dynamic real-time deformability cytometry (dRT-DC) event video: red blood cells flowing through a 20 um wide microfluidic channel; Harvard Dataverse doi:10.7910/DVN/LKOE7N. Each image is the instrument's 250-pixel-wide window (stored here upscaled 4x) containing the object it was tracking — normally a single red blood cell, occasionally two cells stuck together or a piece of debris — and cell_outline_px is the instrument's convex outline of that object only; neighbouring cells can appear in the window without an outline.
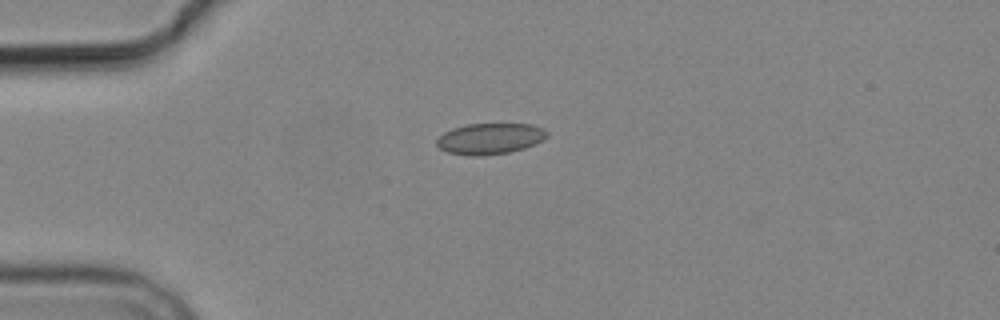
{"species": "common noctule bat (a hibernating species)", "species_latin": "Nyctalus noctula", "temperature_condition": "cold", "stored_images_in_passage": 6, "camera_frame_rate_fps": 3000, "um_per_image_px": 0.085, "animal": {"sex": "male", "body_mass_g": 19.2, "forearm_length_mm": 51.8}, "frame": {"image": 1, "passage_image": 6, "time_ms": 5.667, "image_size_px": [1000, 320], "cell_outline_px": [[548, 136], [544, 140], [536, 144], [524, 148], [508, 152], [480, 156], [472, 156], [448, 152], [440, 148], [436, 144], [436, 140], [444, 132], [452, 128], [468, 124], [532, 124], [544, 128], [548, 132]], "centroid_in_image_um": [41.68, 11.78], "position_along_channel_um": 43.3, "area_um2": 20.0}}